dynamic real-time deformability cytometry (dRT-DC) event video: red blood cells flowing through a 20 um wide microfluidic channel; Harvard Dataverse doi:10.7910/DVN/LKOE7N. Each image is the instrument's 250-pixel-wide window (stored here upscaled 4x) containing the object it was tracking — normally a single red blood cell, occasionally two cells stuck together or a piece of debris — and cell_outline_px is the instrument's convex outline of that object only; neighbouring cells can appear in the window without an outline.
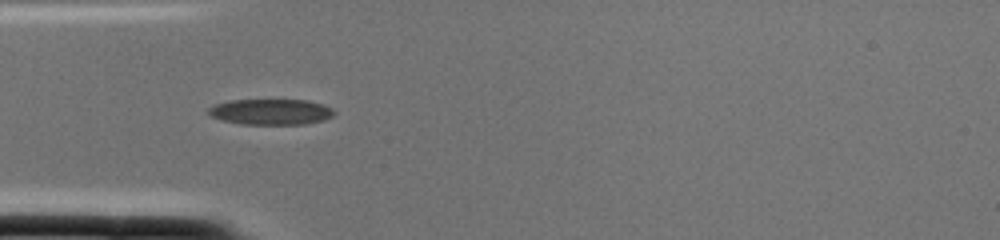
{"species": "common noctule bat (a hibernating species)", "species_latin": "Nyctalus noctula", "temperature_condition": "cold", "stored_images_in_passage": 2, "camera_frame_rate_fps": 3000, "um_per_image_px": 0.085, "animal": {"sex": "female", "body_mass_g": 22.0, "forearm_length_mm": 56.7}, "frame": {"image": 1, "passage_image": 2, "time_ms": 0.333, "image_size_px": [1000, 240], "cell_outline_px": [[336, 112], [332, 116], [324, 120], [304, 124], [240, 124], [208, 116], [208, 108], [212, 104], [228, 100], [308, 100], [324, 104], [332, 108]], "centroid_in_image_um": [23.0, 9.5], "position_along_channel_um": 62.0, "area_um2": 19.07}}